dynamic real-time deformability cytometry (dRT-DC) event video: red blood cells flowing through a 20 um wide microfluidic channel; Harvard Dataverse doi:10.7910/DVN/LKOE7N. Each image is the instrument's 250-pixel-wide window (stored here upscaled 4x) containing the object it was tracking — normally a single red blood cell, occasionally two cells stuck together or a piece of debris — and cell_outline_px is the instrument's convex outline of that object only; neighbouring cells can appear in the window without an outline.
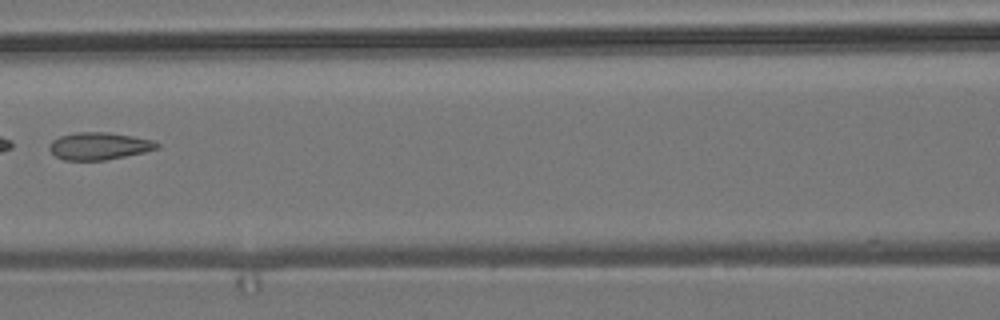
{"species": "common noctule bat (a hibernating species)", "species_latin": "Nyctalus noctula", "temperature_condition": "room temperature", "stored_images_in_passage": 6, "camera_frame_rate_fps": 3000, "um_per_image_px": 0.085, "animal": {"sex": "male", "body_mass_g": 19.2, "forearm_length_mm": 51.8}, "frame": {"image": 1, "passage_image": 6, "time_ms": 6.0, "image_size_px": [1000, 320], "cell_outline_px": [[160, 148], [144, 152], [104, 160], [64, 160], [56, 156], [48, 148], [48, 144], [52, 140], [60, 136], [76, 132], [108, 132], [132, 136], [152, 140], [160, 144]], "centroid_in_image_um": [8.41, 12.4], "position_along_channel_um": 158.2, "area_um2": 17.11}}